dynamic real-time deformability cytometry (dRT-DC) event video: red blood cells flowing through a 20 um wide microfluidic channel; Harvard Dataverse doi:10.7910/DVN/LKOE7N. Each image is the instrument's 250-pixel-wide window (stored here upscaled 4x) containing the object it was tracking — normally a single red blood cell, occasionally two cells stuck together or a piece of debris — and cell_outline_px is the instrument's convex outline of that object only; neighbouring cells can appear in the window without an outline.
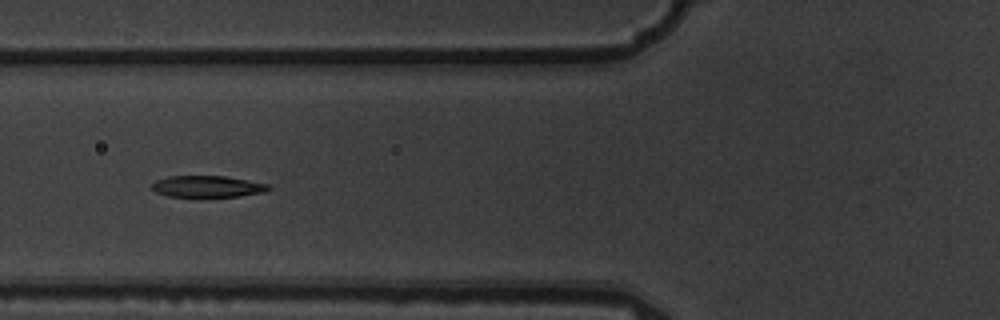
{"species": "common noctule bat (a hibernating species)", "species_latin": "Nyctalus noctula", "temperature_condition": "warm", "stored_images_in_passage": 9, "camera_frame_rate_fps": 3000, "um_per_image_px": 0.085, "animal": {"sex": "male", "body_mass_g": 19.5, "forearm_length_mm": 54.6}, "frame": {"image": 1, "passage_image": 7, "time_ms": 2.0, "image_size_px": [1000, 320], "cell_outline_px": [[272, 188], [268, 192], [240, 196], [200, 200], [168, 196], [156, 192], [152, 188], [152, 184], [156, 180], [168, 176], [224, 176], [248, 180], [268, 184]], "centroid_in_image_um": [17.65, 15.91], "position_along_channel_um": 108.1, "area_um2": 15.61}}
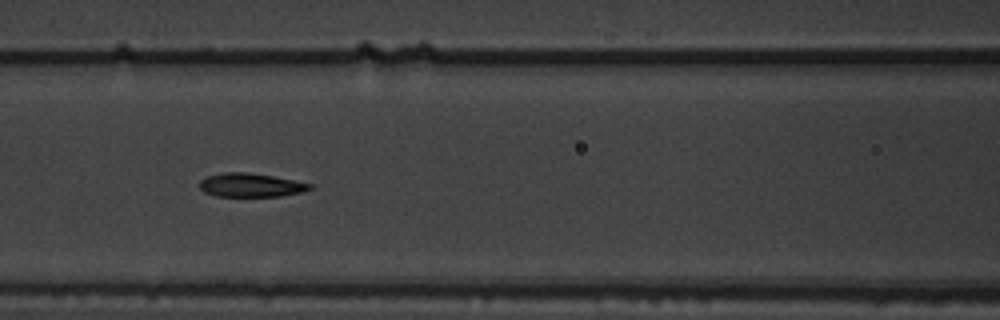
{"frame": {"image": 2, "passage_image": 8, "time_ms": 2.333, "image_size_px": [1000, 320], "cell_outline_px": [[312, 188], [300, 192], [280, 196], [216, 196], [204, 192], [200, 188], [200, 180], [208, 176], [224, 172], [248, 172], [272, 176], [312, 184]], "centroid_in_image_um": [21.28, 15.73], "position_along_channel_um": 145.3, "area_um2": 15.03}}
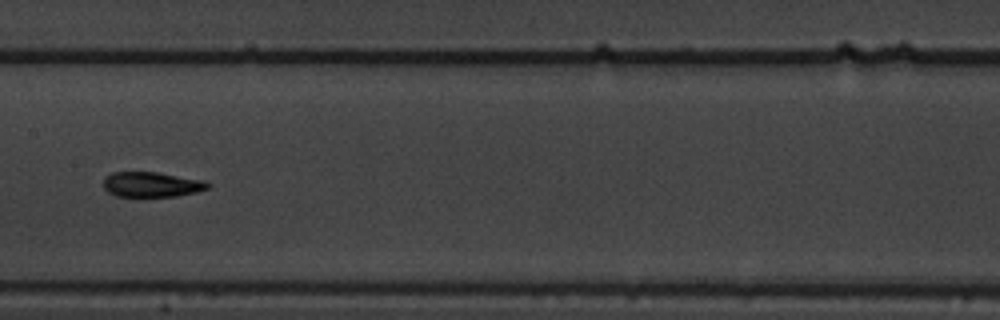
{"frame": {"image": 3, "passage_image": 9, "time_ms": 2.667, "image_size_px": [1000, 320], "cell_outline_px": [[212, 184], [208, 188], [196, 192], [176, 196], [116, 196], [108, 192], [104, 188], [104, 176], [112, 172], [156, 172], [204, 180]], "centroid_in_image_um": [12.89, 15.67], "position_along_channel_um": 194.5, "area_um2": 15.26}}